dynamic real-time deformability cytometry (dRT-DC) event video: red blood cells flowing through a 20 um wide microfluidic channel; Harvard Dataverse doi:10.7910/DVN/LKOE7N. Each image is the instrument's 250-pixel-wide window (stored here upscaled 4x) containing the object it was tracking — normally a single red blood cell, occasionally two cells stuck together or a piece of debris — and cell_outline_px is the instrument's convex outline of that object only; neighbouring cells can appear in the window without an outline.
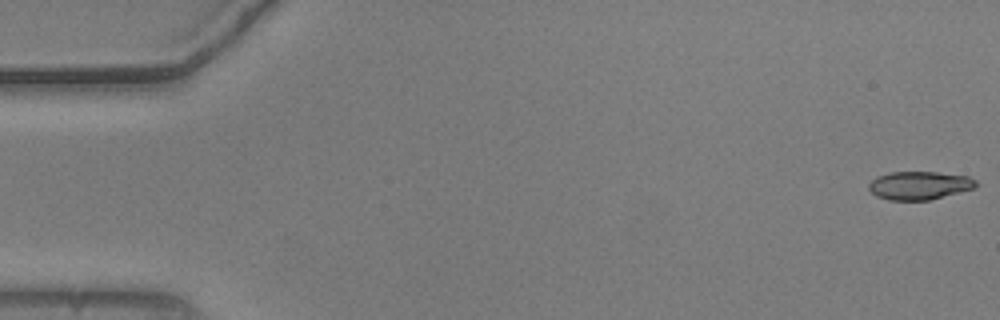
{"species": "common noctule bat (a hibernating species)", "species_latin": "Nyctalus noctula", "temperature_condition": "warm", "stored_images_in_passage": 54, "camera_frame_rate_fps": 3000, "um_per_image_px": 0.085, "animal": {"sex": "male", "body_mass_g": 20.5, "forearm_length_mm": 52.5}, "frame": {"image": 1, "passage_image": 1, "time_ms": 0.0, "image_size_px": [1000, 320], "cell_outline_px": [[980, 184], [976, 188], [928, 200], [888, 200], [876, 196], [868, 188], [868, 184], [876, 176], [892, 172], [936, 172], [968, 176], [976, 180]], "centroid_in_image_um": [78.16, 15.76], "position_along_channel_um": 6.8, "area_um2": 17.74}}
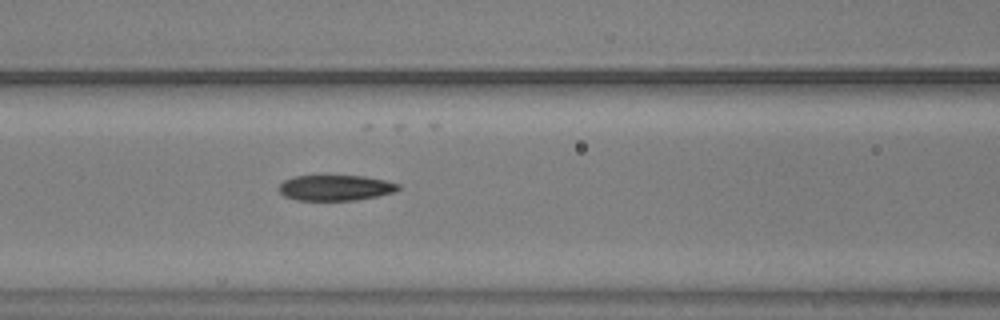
{"frame": {"image": 2, "passage_image": 23, "time_ms": 7.333, "image_size_px": [1000, 320], "cell_outline_px": [[400, 188], [392, 192], [376, 196], [356, 200], [296, 200], [284, 196], [280, 192], [280, 184], [284, 180], [292, 176], [364, 176], [384, 180], [400, 184]], "centroid_in_image_um": [28.49, 15.96], "position_along_channel_um": 138.1, "area_um2": 17.63}}
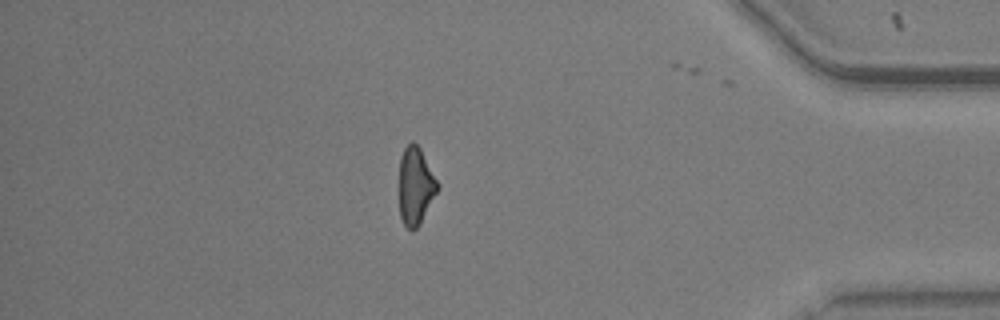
{"frame": {"image": 3, "passage_image": 47, "time_ms": 15.333, "image_size_px": [1000, 320], "cell_outline_px": [[440, 188], [420, 224], [412, 232], [404, 224], [400, 216], [400, 156], [404, 148], [412, 140], [420, 148], [440, 184]], "centroid_in_image_um": [35.35, 15.81], "position_along_channel_um": 399.9, "area_um2": 17.46}, "authors_computed_cell_mechanics": {"area_um2": 18.2359, "velocity_mm_per_s": 3.7442, "shape_relaxation_time_tau1_ms": 3.4459, "shape_relaxation_time_tau2_ms": 4.347, "deformation_change_tau1": 0.1517, "deformation_change_tau2": 0.1284}}